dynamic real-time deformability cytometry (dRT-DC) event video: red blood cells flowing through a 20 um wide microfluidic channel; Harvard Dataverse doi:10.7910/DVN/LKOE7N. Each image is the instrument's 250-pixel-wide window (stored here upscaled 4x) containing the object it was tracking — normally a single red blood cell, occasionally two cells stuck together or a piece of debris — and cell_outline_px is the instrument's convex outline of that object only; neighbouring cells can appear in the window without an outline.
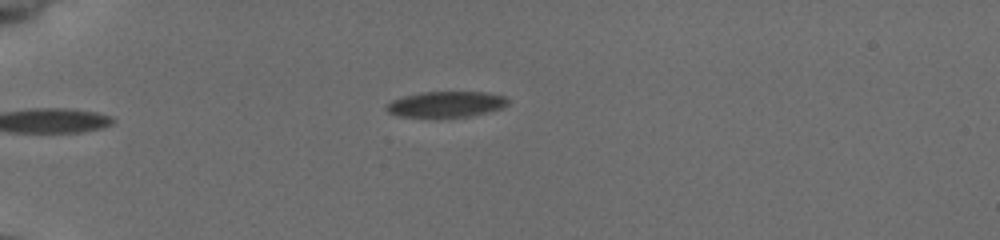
{"species": "common noctule bat (a hibernating species)", "species_latin": "Nyctalus noctula", "temperature_condition": "cold", "stored_images_in_passage": 29, "camera_frame_rate_fps": 3000, "um_per_image_px": 0.085, "animal": {"sex": "female", "body_mass_g": 19.5, "forearm_length_mm": 54.1}, "frame": {"image": 1, "passage_image": 1, "time_ms": 0.0, "image_size_px": [1000, 240], "cell_outline_px": [[508, 104], [504, 108], [488, 112], [468, 116], [432, 120], [400, 116], [388, 112], [388, 104], [392, 100], [404, 96], [420, 92], [484, 92], [504, 96], [508, 100]], "centroid_in_image_um": [37.91, 8.9], "position_along_channel_um": 47.1, "area_um2": 18.84}}